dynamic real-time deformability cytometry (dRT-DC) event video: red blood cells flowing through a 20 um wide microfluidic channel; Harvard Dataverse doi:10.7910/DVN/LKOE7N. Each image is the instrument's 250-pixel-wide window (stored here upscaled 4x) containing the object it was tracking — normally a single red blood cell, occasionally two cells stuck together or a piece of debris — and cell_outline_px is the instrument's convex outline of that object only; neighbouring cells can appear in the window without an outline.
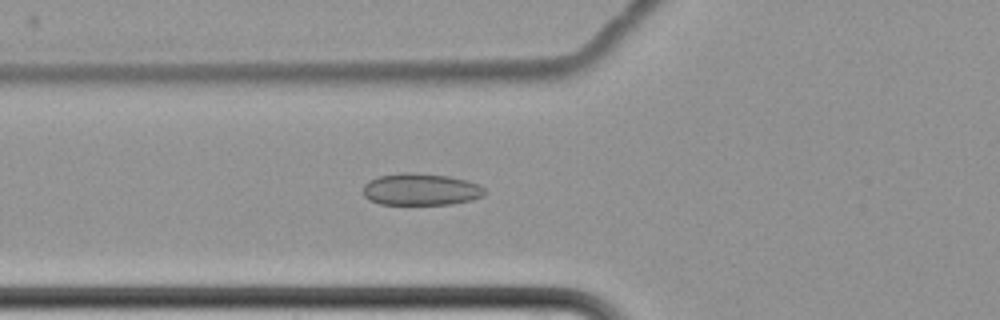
{"species": "common noctule bat (a hibernating species)", "species_latin": "Nyctalus noctula", "temperature_condition": "cold", "stored_images_in_passage": 8, "camera_frame_rate_fps": 3000, "um_per_image_px": 0.085, "animal": {"sex": "female", "body_mass_g": 22.7, "forearm_length_mm": 54.2}, "frame": {"image": 1, "passage_image": 8, "time_ms": 9.0, "image_size_px": [1000, 320], "cell_outline_px": [[484, 196], [472, 200], [452, 204], [380, 204], [368, 200], [364, 196], [364, 184], [368, 180], [380, 176], [400, 172], [412, 172], [448, 176], [468, 180], [480, 184], [484, 188]], "centroid_in_image_um": [35.77, 16.09], "position_along_channel_um": 90.0, "area_um2": 22.83}}